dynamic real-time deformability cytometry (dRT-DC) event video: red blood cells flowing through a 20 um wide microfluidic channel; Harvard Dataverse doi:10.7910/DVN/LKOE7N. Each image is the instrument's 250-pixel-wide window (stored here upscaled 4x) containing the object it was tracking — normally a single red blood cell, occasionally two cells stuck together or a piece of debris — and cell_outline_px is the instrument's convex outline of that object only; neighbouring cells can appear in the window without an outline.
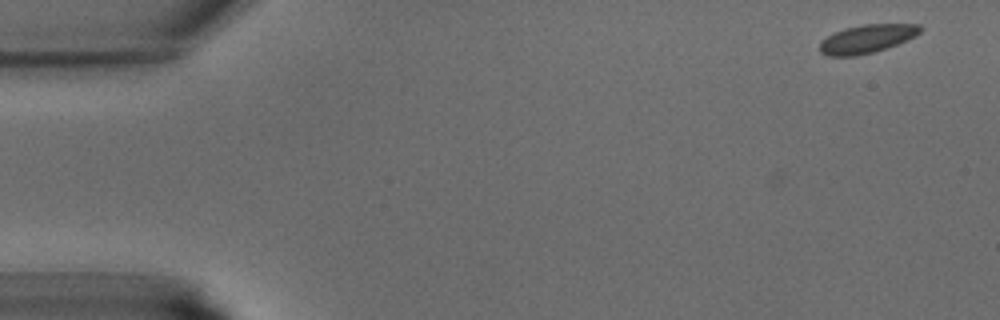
{"species": "common noctule bat (a hibernating species)", "species_latin": "Nyctalus noctula", "temperature_condition": "warm", "stored_images_in_passage": 41, "camera_frame_rate_fps": 3000, "um_per_image_px": 0.085, "animal": {"sex": "male", "body_mass_g": 15.6}, "frame": {"image": 1, "passage_image": 1, "time_ms": 0.0, "image_size_px": [1000, 320], "cell_outline_px": [[924, 28], [916, 36], [908, 40], [872, 52], [856, 56], [828, 56], [820, 52], [820, 40], [844, 28], [864, 24], [920, 24]], "centroid_in_image_um": [73.7, 3.29], "position_along_channel_um": 11.3, "area_um2": 16.59}}
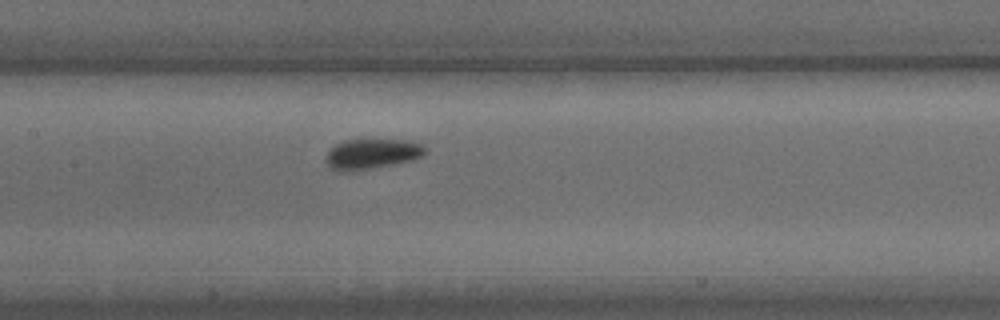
{"frame": {"image": 2, "passage_image": 19, "time_ms": 6.0, "image_size_px": [1000, 320], "cell_outline_px": [[428, 148], [424, 156], [412, 160], [396, 164], [352, 172], [340, 172], [332, 168], [324, 160], [324, 156], [336, 144], [344, 140], [404, 140], [420, 144]], "centroid_in_image_um": [31.61, 13.1], "position_along_channel_um": 175.8, "area_um2": 17.69}}
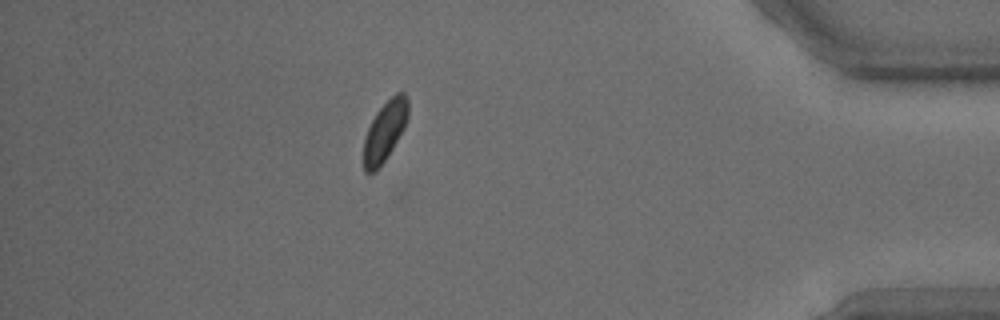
{"frame": {"image": 3, "passage_image": 36, "time_ms": 11.667, "image_size_px": [1000, 320], "cell_outline_px": [[408, 116], [404, 128], [392, 148], [376, 172], [364, 172], [364, 140], [368, 128], [376, 112], [396, 92], [404, 92], [408, 100]], "centroid_in_image_um": [32.72, 11.13], "position_along_channel_um": 402.5, "area_um2": 15.26}}